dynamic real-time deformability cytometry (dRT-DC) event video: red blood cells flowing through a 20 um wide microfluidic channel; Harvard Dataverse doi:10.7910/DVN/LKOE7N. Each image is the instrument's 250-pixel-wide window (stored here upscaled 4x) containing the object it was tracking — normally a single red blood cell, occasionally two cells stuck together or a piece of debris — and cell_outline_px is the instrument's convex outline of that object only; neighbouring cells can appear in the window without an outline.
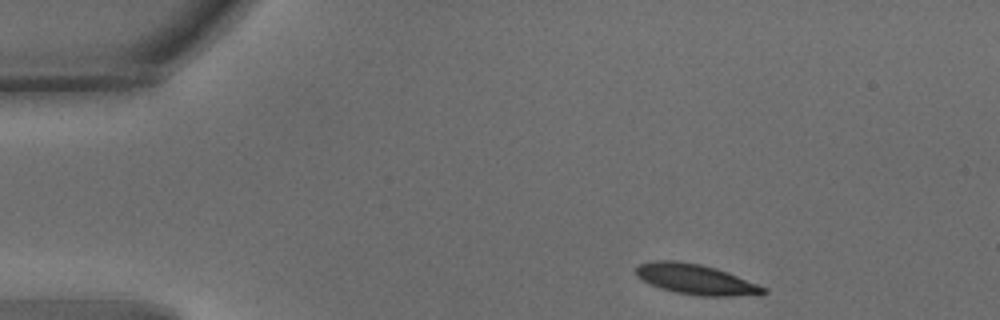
{"species": "common noctule bat (a hibernating species)", "species_latin": "Nyctalus noctula", "temperature_condition": "warm", "stored_images_in_passage": 40, "camera_frame_rate_fps": 3000, "um_per_image_px": 0.085, "animal": {"sex": "male", "body_mass_g": 15.6}, "frame": {"image": 1, "passage_image": 1, "time_ms": 0.0, "image_size_px": [1000, 320], "cell_outline_px": [[768, 292], [732, 296], [700, 296], [676, 292], [660, 288], [636, 276], [636, 268], [640, 264], [652, 260], [676, 260], [700, 264], [716, 268], [728, 272], [768, 288]], "centroid_in_image_um": [59.13, 23.73], "position_along_channel_um": 25.9, "area_um2": 22.31}}
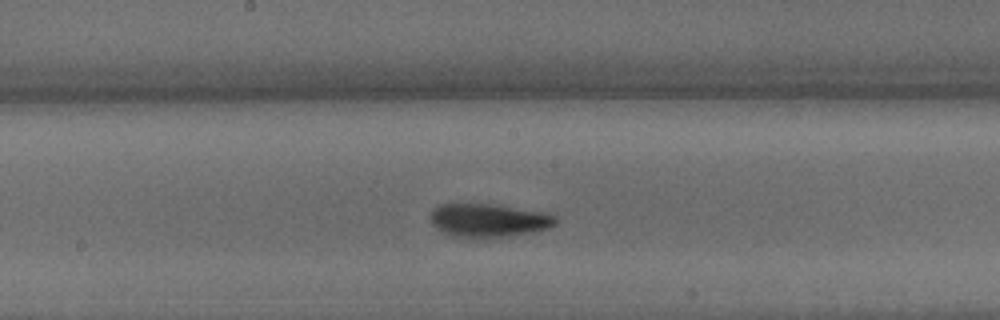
{"frame": {"image": 2, "passage_image": 22, "time_ms": 7.0, "image_size_px": [1000, 320], "cell_outline_px": [[556, 224], [548, 228], [536, 232], [484, 240], [468, 240], [452, 236], [436, 228], [432, 224], [428, 216], [432, 208], [440, 204], [488, 204], [544, 212], [556, 216]], "centroid_in_image_um": [41.47, 18.78], "position_along_channel_um": 206.7, "area_um2": 25.14}}
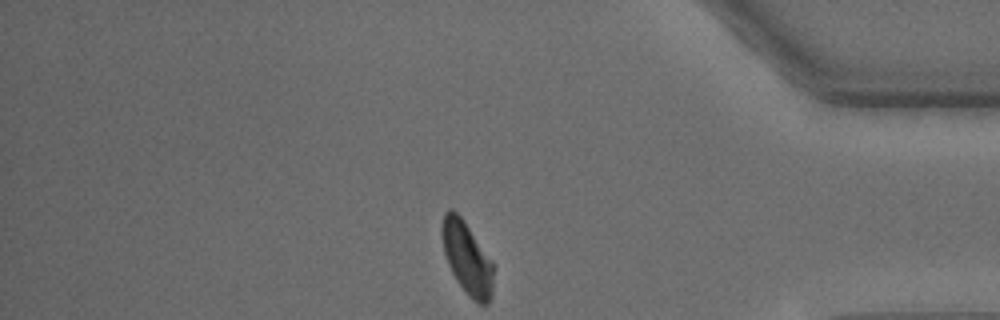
{"frame": {"image": 3, "passage_image": 40, "time_ms": 13.0, "image_size_px": [1000, 320], "cell_outline_px": [[492, 296], [488, 304], [476, 304], [468, 296], [456, 280], [448, 264], [444, 252], [440, 232], [440, 228], [444, 212], [448, 208], [452, 208], [464, 220], [492, 260]], "centroid_in_image_um": [39.67, 21.92], "position_along_channel_um": 395.5, "area_um2": 21.96}, "authors_computed_cell_mechanics": {"area_um2": 23.12, "velocity_mm_per_s": 3.609, "shape_relaxation_time_tau1_ms": 4.1746, "shape_relaxation_time_tau2_ms": 4.7165, "deformation_change_tau1": 0.1472, "deformation_change_tau2": 0.1036}}